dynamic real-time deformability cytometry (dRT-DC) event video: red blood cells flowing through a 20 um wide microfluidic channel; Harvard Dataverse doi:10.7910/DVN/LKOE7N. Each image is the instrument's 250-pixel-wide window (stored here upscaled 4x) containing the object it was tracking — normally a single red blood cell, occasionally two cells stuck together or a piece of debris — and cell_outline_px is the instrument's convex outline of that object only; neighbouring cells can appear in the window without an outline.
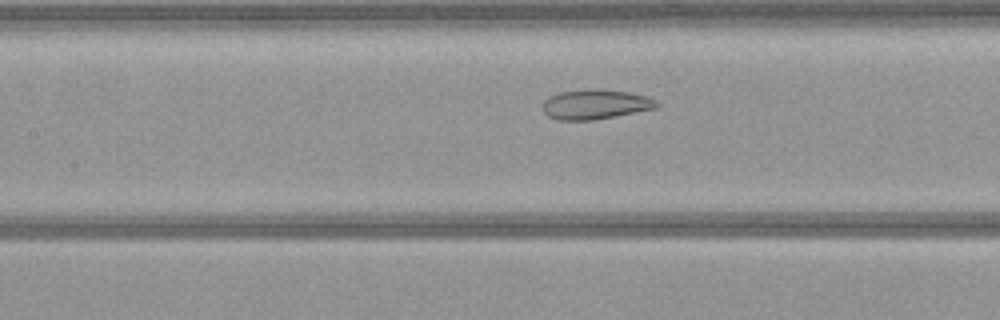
{"species": "common noctule bat (a hibernating species)", "species_latin": "Nyctalus noctula", "temperature_condition": "warm", "stored_images_in_passage": 48, "camera_frame_rate_fps": 3000, "um_per_image_px": 0.085, "animal": {"sex": "female", "body_mass_g": 21.9}, "frame": {"image": 1, "passage_image": 18, "time_ms": 5.667, "image_size_px": [1000, 320], "cell_outline_px": [[660, 104], [656, 108], [592, 120], [556, 120], [548, 116], [544, 112], [540, 104], [548, 96], [560, 92], [584, 88], [600, 88], [628, 92], [648, 96], [656, 100]], "centroid_in_image_um": [50.56, 8.85], "position_along_channel_um": 156.8, "area_um2": 20.11}}
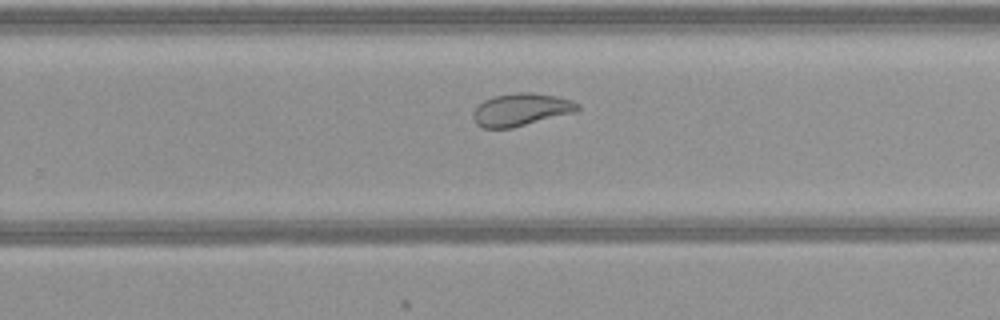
{"frame": {"image": 2, "passage_image": 28, "time_ms": 9.0, "image_size_px": [1000, 320], "cell_outline_px": [[580, 108], [576, 112], [512, 128], [484, 128], [476, 124], [472, 116], [472, 112], [484, 100], [492, 96], [516, 92], [532, 92], [556, 96], [572, 100], [580, 104]], "centroid_in_image_um": [44.3, 9.31], "position_along_channel_um": 285.5, "area_um2": 20.0}}
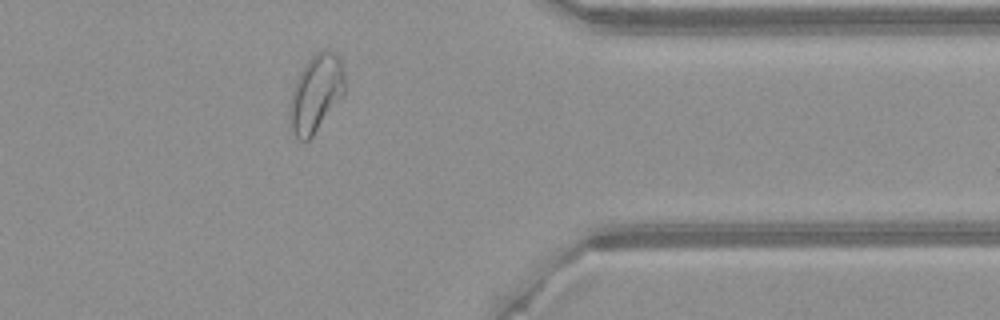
{"frame": {"image": 3, "passage_image": 37, "time_ms": 12.0, "image_size_px": [1000, 320], "cell_outline_px": [[344, 92], [312, 136], [308, 140], [296, 140], [288, 124], [288, 108], [292, 92], [296, 80], [304, 64], [316, 52], [324, 48], [332, 52], [340, 60], [344, 68]], "centroid_in_image_um": [26.8, 7.94], "position_along_channel_um": 384.6, "area_um2": 24.68}}